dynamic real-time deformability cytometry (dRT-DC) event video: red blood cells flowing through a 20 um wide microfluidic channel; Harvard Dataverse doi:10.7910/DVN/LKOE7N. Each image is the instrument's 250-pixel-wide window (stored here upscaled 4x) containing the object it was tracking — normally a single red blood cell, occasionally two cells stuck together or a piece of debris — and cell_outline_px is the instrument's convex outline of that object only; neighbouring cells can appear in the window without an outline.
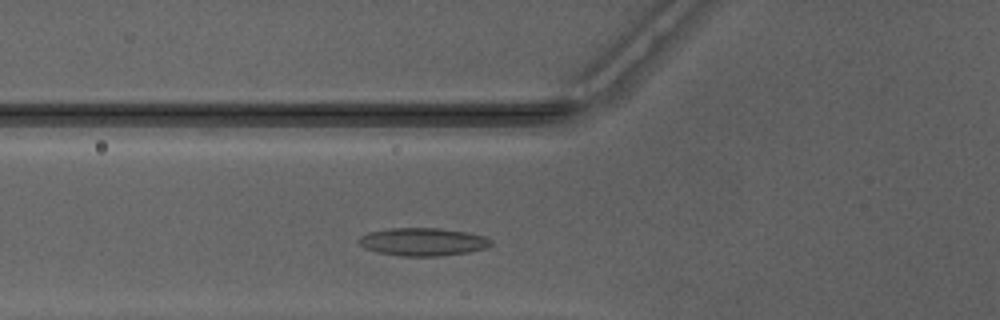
{"species": "Egyptian fruit bat (a non-hibernating species)", "species_latin": "Rousettus aegyptiacus", "temperature_condition": "warm", "stored_images_in_passage": 31, "camera_frame_rate_fps": 3000, "um_per_image_px": 0.085, "animal": {"sex": "male"}, "frame": {"image": 1, "passage_image": 8, "time_ms": 2.333, "image_size_px": [1000, 320], "cell_outline_px": [[492, 244], [488, 248], [468, 252], [440, 256], [400, 256], [376, 252], [364, 248], [356, 240], [360, 236], [368, 232], [392, 228], [440, 228], [468, 232], [484, 236], [492, 240]], "centroid_in_image_um": [35.94, 20.55], "position_along_channel_um": 89.9, "area_um2": 21.73}}
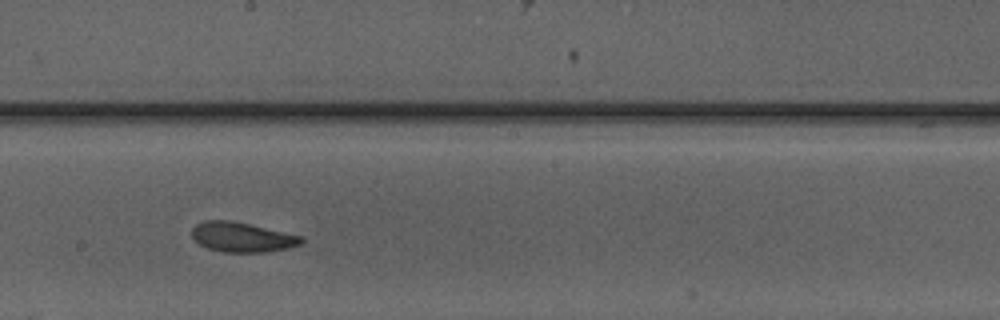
{"frame": {"image": 2, "passage_image": 18, "time_ms": 5.667, "image_size_px": [1000, 320], "cell_outline_px": [[304, 244], [288, 248], [264, 252], [224, 252], [208, 248], [200, 244], [192, 236], [192, 228], [196, 224], [204, 220], [228, 220], [248, 224], [300, 236], [304, 240]], "centroid_in_image_um": [20.56, 20.16], "position_along_channel_um": 227.6, "area_um2": 18.73}}
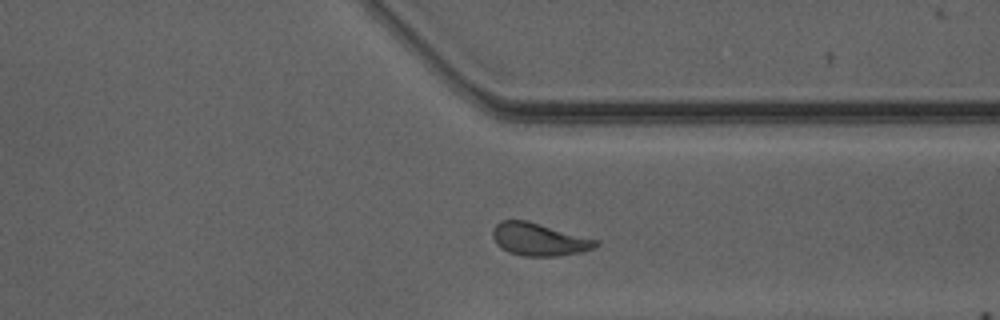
{"frame": {"image": 3, "passage_image": 28, "time_ms": 9.0, "image_size_px": [1000, 320], "cell_outline_px": [[600, 244], [592, 248], [580, 252], [556, 256], [524, 256], [508, 252], [500, 248], [496, 244], [492, 236], [492, 232], [496, 224], [500, 220], [528, 220], [600, 240]], "centroid_in_image_um": [45.81, 20.34], "position_along_channel_um": 365.6, "area_um2": 19.83}, "authors_computed_cell_mechanics": {"area_um2": 19.4786, "velocity_mm_per_s": 4.1294, "shape_relaxation_time_tau1_ms": 5.2001, "shape_relaxation_time_tau2_ms": 1.9574, "deformation_change_tau1": 0.1587, "deformation_change_tau2": 0.0818}}